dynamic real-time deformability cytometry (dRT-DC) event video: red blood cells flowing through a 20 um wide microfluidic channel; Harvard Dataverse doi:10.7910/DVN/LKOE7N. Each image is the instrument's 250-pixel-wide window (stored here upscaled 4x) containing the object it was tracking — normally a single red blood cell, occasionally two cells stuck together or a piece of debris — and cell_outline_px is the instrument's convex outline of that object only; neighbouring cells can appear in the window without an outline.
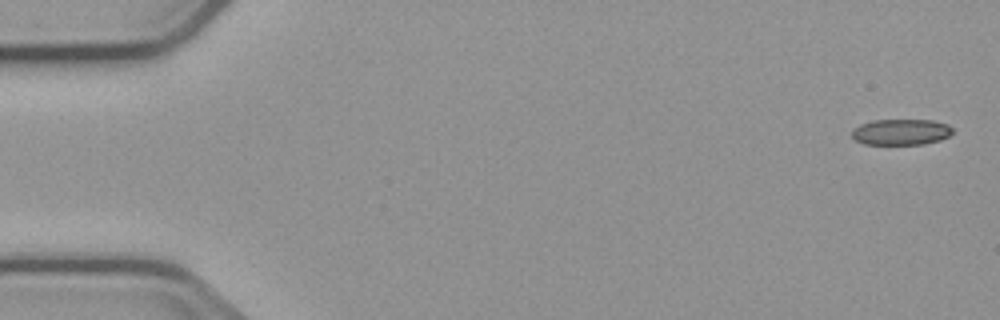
{"species": "common noctule bat (a hibernating species)", "species_latin": "Nyctalus noctula", "temperature_condition": "cold", "stored_images_in_passage": 5, "camera_frame_rate_fps": 3000, "um_per_image_px": 0.085, "animal": {"sex": "male", "body_mass_g": 23.1, "forearm_length_mm": 52.7}, "frame": {"image": 1, "passage_image": 1, "time_ms": 0.0, "image_size_px": [1000, 320], "cell_outline_px": [[952, 132], [948, 136], [940, 140], [924, 144], [864, 144], [856, 140], [852, 136], [852, 128], [860, 124], [872, 120], [932, 120], [948, 124], [952, 128]], "centroid_in_image_um": [76.57, 11.21], "position_along_channel_um": 8.4, "area_um2": 15.26}}
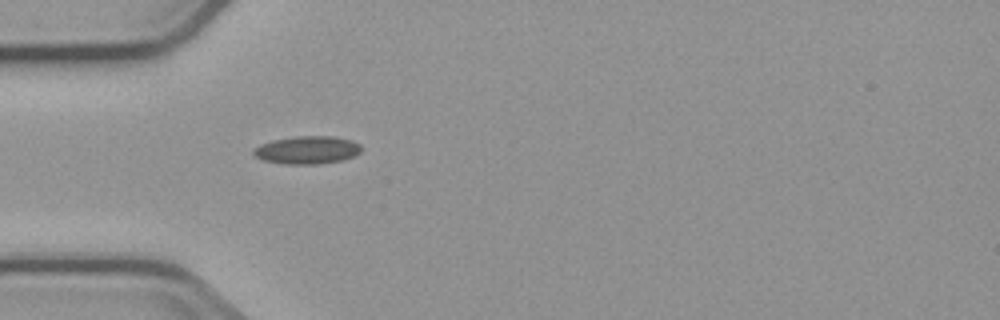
{"frame": {"image": 2, "passage_image": 5, "time_ms": 5.0, "image_size_px": [1000, 320], "cell_outline_px": [[360, 152], [356, 156], [344, 160], [316, 164], [284, 164], [264, 160], [252, 156], [252, 148], [260, 144], [272, 140], [296, 136], [332, 136], [352, 140], [360, 144]], "centroid_in_image_um": [26.09, 12.75], "position_along_channel_um": 58.9, "area_um2": 17.74}}